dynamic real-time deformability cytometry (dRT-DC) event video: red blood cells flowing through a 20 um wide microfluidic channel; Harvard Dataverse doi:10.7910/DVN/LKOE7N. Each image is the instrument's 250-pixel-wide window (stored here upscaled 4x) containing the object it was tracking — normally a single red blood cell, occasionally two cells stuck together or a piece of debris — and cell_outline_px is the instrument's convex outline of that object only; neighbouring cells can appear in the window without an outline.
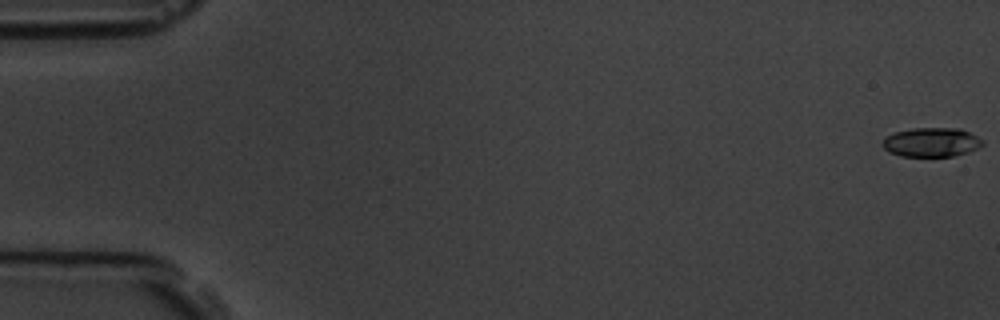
{"species": "common noctule bat (a hibernating species)", "species_latin": "Nyctalus noctula", "temperature_condition": "room temperature", "stored_images_in_passage": 5, "camera_frame_rate_fps": 3000, "um_per_image_px": 0.085, "animal": {"sex": "male", "body_mass_g": 19.5, "forearm_length_mm": 54.6}, "frame": {"image": 1, "passage_image": 1, "time_ms": 0.0, "image_size_px": [1000, 320], "cell_outline_px": [[984, 144], [968, 152], [952, 156], [900, 156], [888, 152], [880, 144], [884, 136], [892, 132], [912, 128], [960, 128], [984, 140]], "centroid_in_image_um": [79.11, 12.08], "position_along_channel_um": 5.9, "area_um2": 17.22}}
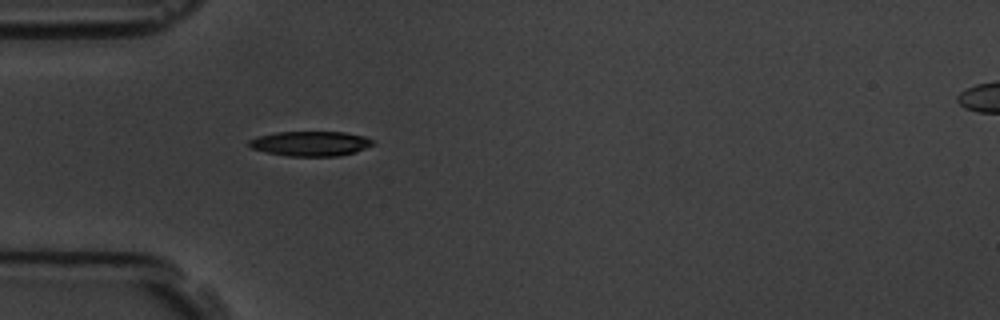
{"frame": {"image": 2, "passage_image": 5, "time_ms": 5.667, "image_size_px": [1000, 320], "cell_outline_px": [[372, 144], [356, 152], [340, 156], [288, 156], [268, 152], [252, 148], [248, 144], [248, 140], [256, 136], [276, 132], [344, 132], [364, 136], [372, 140]], "centroid_in_image_um": [26.36, 12.2], "position_along_channel_um": 58.6, "area_um2": 17.8}}